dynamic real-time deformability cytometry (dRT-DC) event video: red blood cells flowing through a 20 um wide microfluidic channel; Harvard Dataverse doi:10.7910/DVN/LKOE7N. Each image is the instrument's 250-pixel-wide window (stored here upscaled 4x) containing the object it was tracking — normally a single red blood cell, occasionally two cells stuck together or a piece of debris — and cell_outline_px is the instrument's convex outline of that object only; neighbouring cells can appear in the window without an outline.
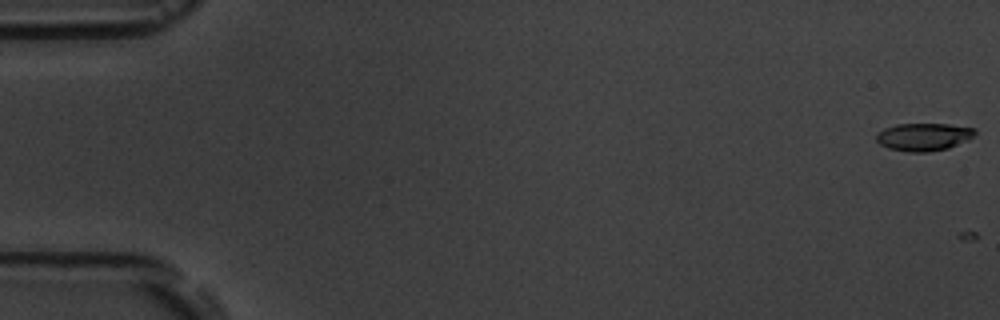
{"species": "common noctule bat (a hibernating species)", "species_latin": "Nyctalus noctula", "temperature_condition": "room temperature", "stored_images_in_passage": 6, "camera_frame_rate_fps": 3000, "um_per_image_px": 0.085, "animal": {"sex": "male", "body_mass_g": 19.5, "forearm_length_mm": 54.6}, "frame": {"image": 1, "passage_image": 1, "time_ms": 0.0, "image_size_px": [1000, 320], "cell_outline_px": [[976, 132], [968, 140], [948, 148], [928, 152], [908, 152], [888, 148], [880, 144], [876, 140], [876, 132], [884, 128], [896, 124], [948, 124], [976, 128]], "centroid_in_image_um": [78.49, 11.63], "position_along_channel_um": 6.5, "area_um2": 16.01}}